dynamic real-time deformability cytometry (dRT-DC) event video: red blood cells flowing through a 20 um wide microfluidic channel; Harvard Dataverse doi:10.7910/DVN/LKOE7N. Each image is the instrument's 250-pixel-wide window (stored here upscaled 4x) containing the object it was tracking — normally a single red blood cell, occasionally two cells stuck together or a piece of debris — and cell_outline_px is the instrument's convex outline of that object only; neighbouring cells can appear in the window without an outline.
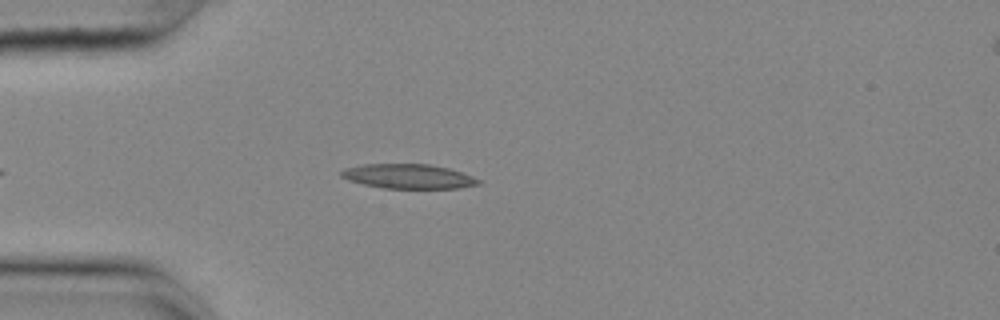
{"species": "common noctule bat (a hibernating species)", "species_latin": "Nyctalus noctula", "temperature_condition": "cold", "stored_images_in_passage": 42, "camera_frame_rate_fps": 3000, "um_per_image_px": 0.085, "animal": {"sex": "female", "body_mass_g": 25.1}, "frame": {"image": 1, "passage_image": 5, "time_ms": 1.333, "image_size_px": [1000, 320], "cell_outline_px": [[480, 184], [460, 188], [384, 188], [364, 184], [348, 180], [340, 176], [340, 172], [344, 168], [364, 164], [428, 164], [448, 168], [472, 176], [480, 180]], "centroid_in_image_um": [34.69, 14.99], "position_along_channel_um": 50.3, "area_um2": 19.48}}
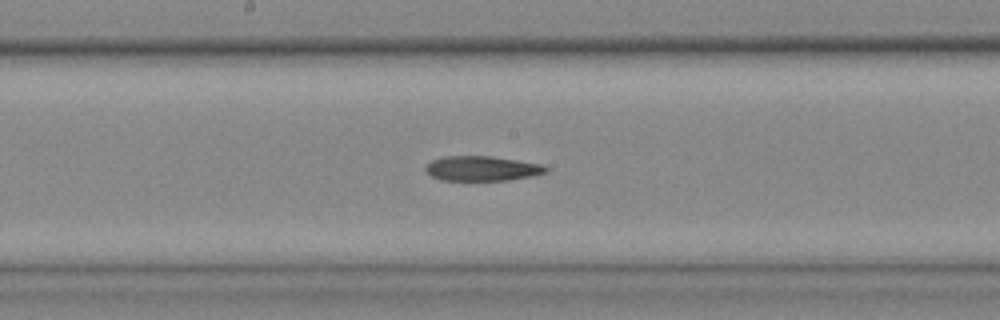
{"frame": {"image": 2, "passage_image": 19, "time_ms": 6.0, "image_size_px": [1000, 320], "cell_outline_px": [[548, 172], [532, 176], [508, 180], [440, 180], [432, 176], [424, 168], [432, 160], [444, 156], [492, 156], [540, 164], [548, 168]], "centroid_in_image_um": [40.97, 14.32], "position_along_channel_um": 207.2, "area_um2": 17.28}}
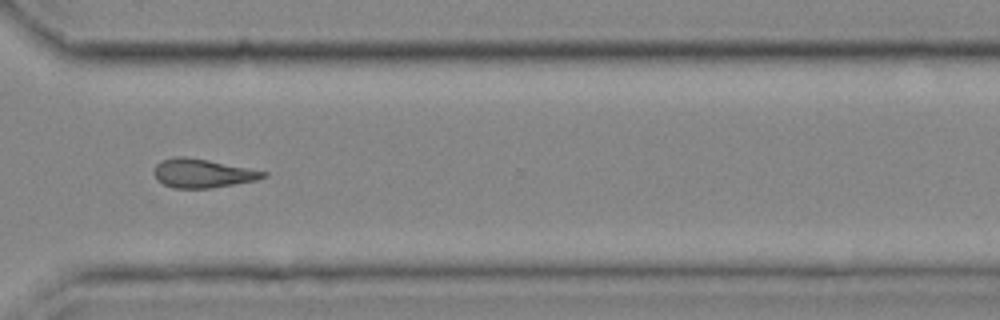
{"frame": {"image": 3, "passage_image": 31, "time_ms": 10.0, "image_size_px": [1000, 320], "cell_outline_px": [[268, 176], [256, 180], [212, 188], [172, 188], [156, 180], [152, 172], [156, 164], [160, 160], [176, 156], [184, 156], [208, 160], [268, 172]], "centroid_in_image_um": [17.17, 14.73], "position_along_channel_um": 353.4, "area_um2": 18.44}}